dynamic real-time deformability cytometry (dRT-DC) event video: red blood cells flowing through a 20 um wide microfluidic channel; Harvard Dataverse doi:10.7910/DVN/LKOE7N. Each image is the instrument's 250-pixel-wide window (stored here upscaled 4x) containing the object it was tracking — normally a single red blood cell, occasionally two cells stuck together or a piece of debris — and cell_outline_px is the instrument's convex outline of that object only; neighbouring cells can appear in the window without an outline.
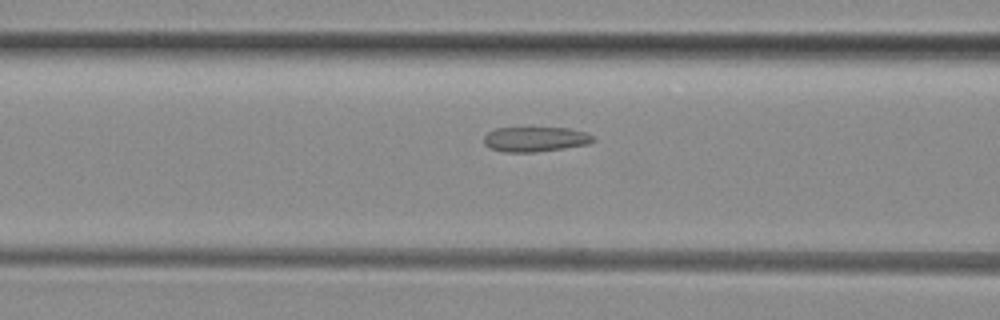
{"species": "common noctule bat (a hibernating species)", "species_latin": "Nyctalus noctula", "temperature_condition": "room temperature", "stored_images_in_passage": 45, "camera_frame_rate_fps": 3000, "um_per_image_px": 0.085, "animal": {"sex": "female", "body_mass_g": 29.2, "forearm_length_mm": 56.3}, "frame": {"image": 1, "passage_image": 14, "time_ms": 4.333, "image_size_px": [1000, 320], "cell_outline_px": [[596, 140], [588, 144], [564, 148], [536, 152], [504, 152], [488, 148], [484, 144], [484, 136], [488, 132], [496, 128], [568, 128], [584, 132], [592, 136]], "centroid_in_image_um": [45.46, 11.84], "position_along_channel_um": 121.1, "area_um2": 15.84}}
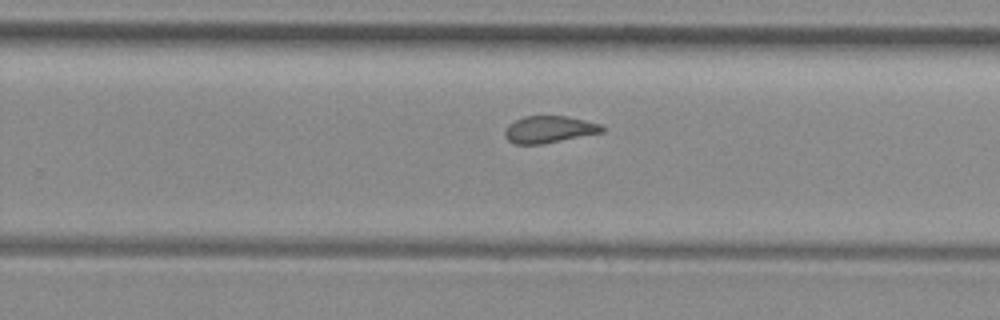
{"frame": {"image": 2, "passage_image": 26, "time_ms": 8.333, "image_size_px": [1000, 320], "cell_outline_px": [[604, 132], [540, 144], [516, 144], [508, 140], [504, 136], [504, 132], [508, 124], [524, 116], [568, 116], [600, 124], [604, 128]], "centroid_in_image_um": [46.66, 10.99], "position_along_channel_um": 283.1, "area_um2": 15.14}}
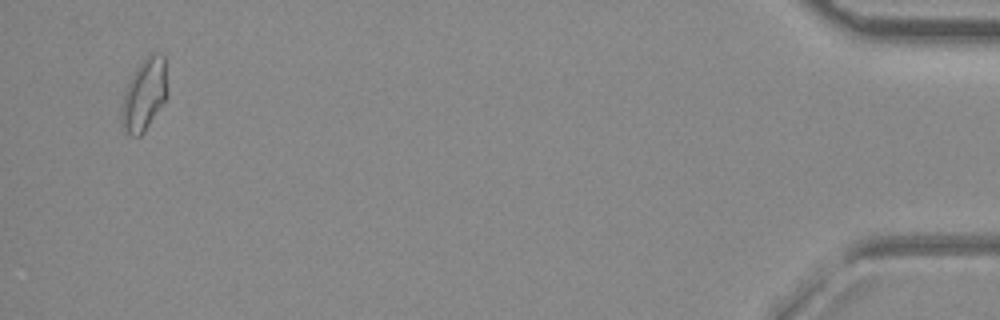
{"frame": {"image": 3, "passage_image": 43, "time_ms": 14.0, "image_size_px": [1000, 320], "cell_outline_px": [[168, 96], [144, 132], [140, 136], [132, 136], [124, 128], [120, 120], [120, 112], [124, 92], [136, 68], [148, 52], [156, 52], [164, 56], [168, 92]], "centroid_in_image_um": [12.28, 8.01], "position_along_channel_um": 422.9, "area_um2": 19.36}, "authors_computed_cell_mechanics": {"area_um2": 16.2418, "velocity_mm_per_s": 4.0565, "shape_relaxation_time_tau1_ms": null, "shape_relaxation_time_tau2_ms": 1.4814, "deformation_change_tau1": null, "deformation_change_tau2": 0.0832}}